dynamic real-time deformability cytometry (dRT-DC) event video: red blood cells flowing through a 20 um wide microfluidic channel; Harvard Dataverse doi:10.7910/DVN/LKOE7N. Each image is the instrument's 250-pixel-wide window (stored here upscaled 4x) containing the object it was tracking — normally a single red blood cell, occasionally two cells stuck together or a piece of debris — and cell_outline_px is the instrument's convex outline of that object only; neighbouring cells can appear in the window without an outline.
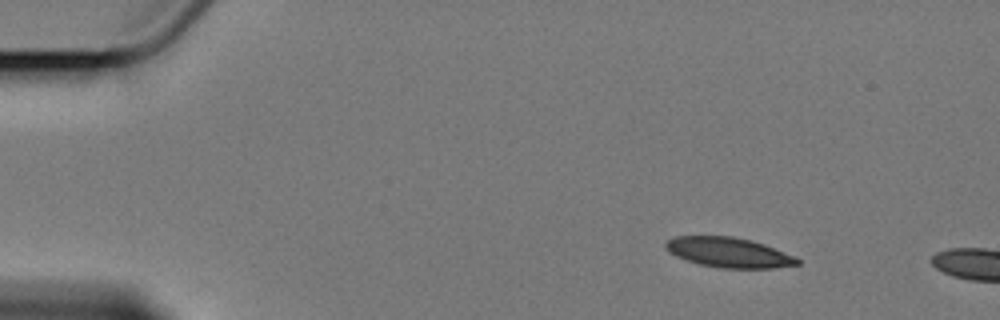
{"species": "Egyptian fruit bat (a non-hibernating species)", "species_latin": "Rousettus aegyptiacus", "temperature_condition": "cold", "stored_images_in_passage": 3, "camera_frame_rate_fps": 3000, "um_per_image_px": 0.085, "animal": {"sex": "female"}, "frame": {"image": 1, "passage_image": 1, "time_ms": 0.0, "image_size_px": [1000, 320], "cell_outline_px": [[800, 264], [772, 268], [720, 268], [700, 264], [676, 256], [668, 252], [664, 244], [668, 240], [676, 236], [732, 236], [752, 240], [764, 244], [792, 256], [800, 260]], "centroid_in_image_um": [61.91, 21.45], "position_along_channel_um": 23.1, "area_um2": 22.77}}